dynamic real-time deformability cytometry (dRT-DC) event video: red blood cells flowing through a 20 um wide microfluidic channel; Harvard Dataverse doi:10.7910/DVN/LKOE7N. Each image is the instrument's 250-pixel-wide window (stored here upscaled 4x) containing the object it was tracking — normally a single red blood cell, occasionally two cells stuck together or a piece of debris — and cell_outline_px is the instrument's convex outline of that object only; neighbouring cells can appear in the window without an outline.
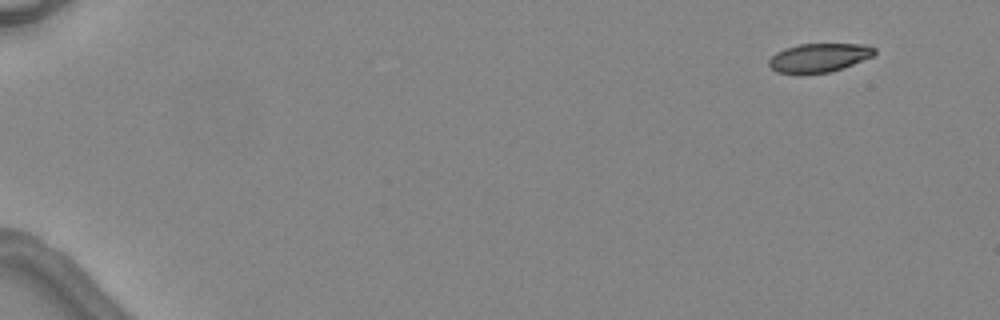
{"species": "common noctule bat (a hibernating species)", "species_latin": "Nyctalus noctula", "temperature_condition": "warm", "stored_images_in_passage": 4, "camera_frame_rate_fps": 3000, "um_per_image_px": 0.085, "animal": {"sex": "female", "body_mass_g": 24.6, "forearm_length_mm": 56.2}, "frame": {"image": 1, "passage_image": 1, "time_ms": 0.0, "image_size_px": [1000, 320], "cell_outline_px": [[876, 52], [872, 56], [852, 64], [828, 72], [776, 72], [768, 64], [768, 60], [776, 52], [784, 48], [800, 44], [864, 44], [876, 48]], "centroid_in_image_um": [69.61, 4.87], "position_along_channel_um": 15.4, "area_um2": 17.22}}